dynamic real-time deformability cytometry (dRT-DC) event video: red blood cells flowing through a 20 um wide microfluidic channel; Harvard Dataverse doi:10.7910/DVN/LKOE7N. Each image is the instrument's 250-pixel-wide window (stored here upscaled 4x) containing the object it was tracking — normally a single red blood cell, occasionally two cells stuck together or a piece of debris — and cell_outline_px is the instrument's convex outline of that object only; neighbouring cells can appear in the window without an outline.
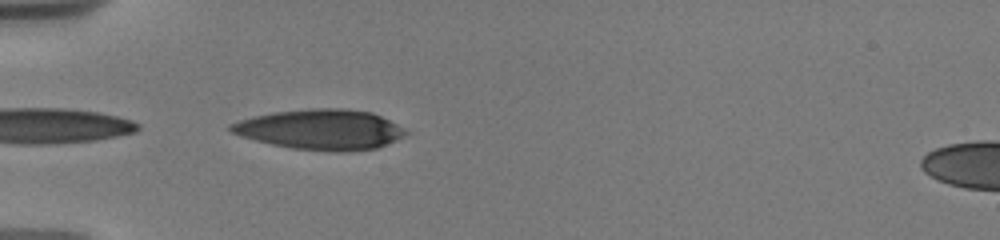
{"species": "human", "species_latin": "Homo sapiens", "temperature_condition": "warm", "stored_images_in_passage": 41, "camera_frame_rate_fps": 3000, "um_per_image_px": 0.085, "donor": {"sex": "male"}, "frame": {"image": 1, "passage_image": 2, "time_ms": 0.333, "image_size_px": [1000, 240], "cell_outline_px": [[408, 132], [404, 136], [396, 140], [376, 148], [292, 148], [272, 144], [240, 136], [232, 132], [228, 128], [228, 124], [252, 116], [272, 112], [308, 108], [348, 108], [372, 112], [404, 128]], "centroid_in_image_um": [27.19, 10.94], "position_along_channel_um": 57.8, "area_um2": 39.77}}
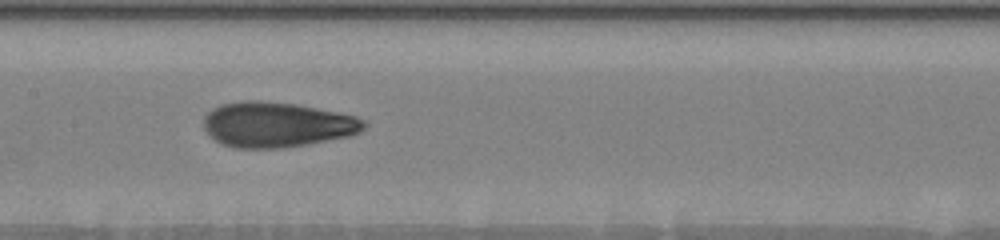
{"frame": {"image": 2, "passage_image": 15, "time_ms": 4.0, "image_size_px": [1000, 240], "cell_outline_px": [[368, 124], [360, 132], [352, 136], [280, 148], [232, 148], [220, 144], [204, 128], [204, 116], [212, 108], [220, 104], [240, 100], [260, 100], [296, 104], [340, 112], [356, 116], [364, 120]], "centroid_in_image_um": [23.54, 10.58], "position_along_channel_um": 183.9, "area_um2": 42.54}}
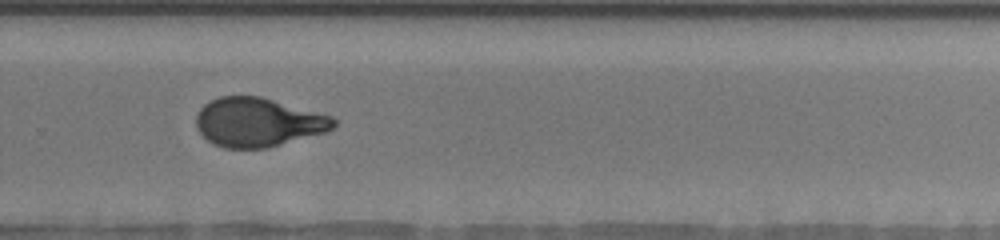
{"frame": {"image": 3, "passage_image": 25, "time_ms": 7.333, "image_size_px": [1000, 240], "cell_outline_px": [[336, 124], [328, 132], [268, 148], [224, 148], [212, 144], [196, 128], [196, 116], [200, 108], [204, 104], [220, 96], [260, 96], [332, 116], [336, 120]], "centroid_in_image_um": [21.94, 10.4], "position_along_channel_um": 307.9, "area_um2": 39.36}, "authors_computed_cell_mechanics": {"area_um2": 40.171, "velocity_mm_per_s": 3.7447, "shape_relaxation_time_tau1_ms": 5.3778, "shape_relaxation_time_tau2_ms": 1.0963, "deformation_change_tau1": 0.2459, "deformation_change_tau2": 0.0756}}